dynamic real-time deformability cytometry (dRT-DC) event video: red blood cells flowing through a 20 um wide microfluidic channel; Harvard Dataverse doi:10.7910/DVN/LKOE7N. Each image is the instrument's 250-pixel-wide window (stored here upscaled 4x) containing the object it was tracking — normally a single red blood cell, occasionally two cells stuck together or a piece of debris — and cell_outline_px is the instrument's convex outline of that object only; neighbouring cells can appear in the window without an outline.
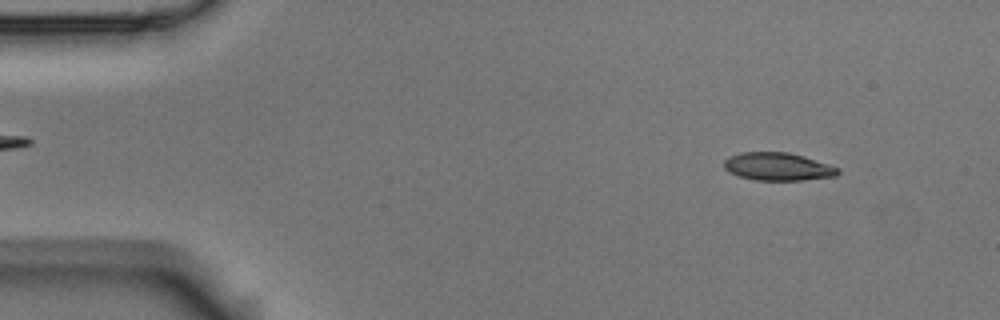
{"species": "Egyptian fruit bat (a non-hibernating species)", "species_latin": "Rousettus aegyptiacus", "temperature_condition": "room temperature", "stored_images_in_passage": 55, "camera_frame_rate_fps": 3000, "um_per_image_px": 0.085, "animal": {"sex": "male"}, "frame": {"image": 1, "passage_image": 6, "time_ms": 1.667, "image_size_px": [1000, 320], "cell_outline_px": [[840, 172], [836, 176], [800, 180], [756, 180], [740, 176], [728, 172], [724, 168], [724, 160], [728, 156], [740, 152], [788, 152], [804, 156], [840, 168]], "centroid_in_image_um": [66.1, 14.15], "position_along_channel_um": 18.9, "area_um2": 18.55}}
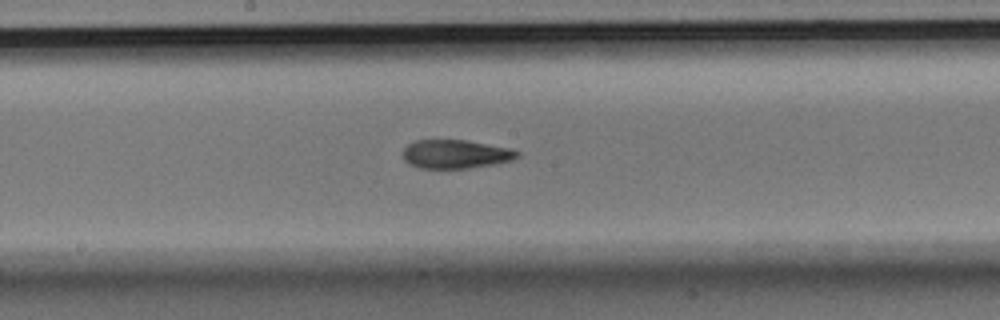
{"frame": {"image": 2, "passage_image": 29, "time_ms": 9.333, "image_size_px": [1000, 320], "cell_outline_px": [[520, 156], [512, 160], [496, 164], [468, 168], [420, 168], [408, 164], [404, 160], [404, 148], [408, 144], [416, 140], [468, 140], [512, 148], [520, 152]], "centroid_in_image_um": [38.77, 13.09], "position_along_channel_um": 209.4, "area_um2": 19.31}}
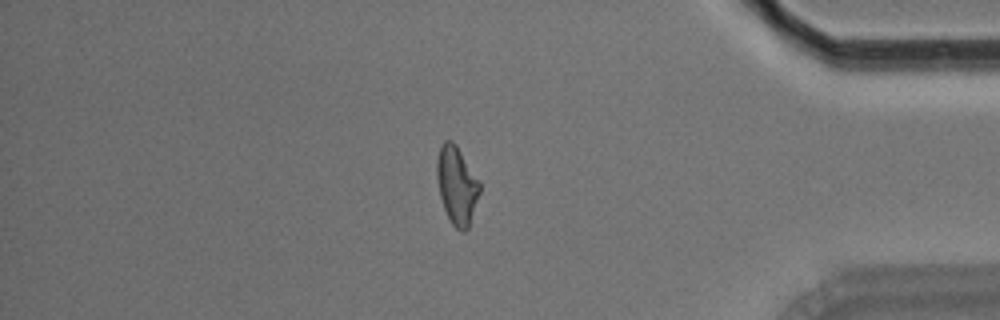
{"frame": {"image": 3, "passage_image": 47, "time_ms": 15.333, "image_size_px": [1000, 320], "cell_outline_px": [[480, 192], [468, 228], [464, 232], [460, 232], [452, 224], [444, 208], [440, 196], [436, 176], [436, 160], [440, 148], [444, 140], [452, 140], [456, 144], [480, 180]], "centroid_in_image_um": [38.83, 15.73], "position_along_channel_um": 396.4, "area_um2": 19.54}, "authors_computed_cell_mechanics": {"area_um2": 19.4786, "velocity_mm_per_s": 3.6297, "shape_relaxation_time_tau1_ms": 5.2744, "shape_relaxation_time_tau2_ms": 3.2688, "deformation_change_tau1": 0.1784, "deformation_change_tau2": 0.1039}}